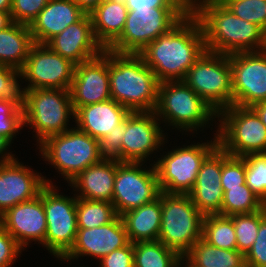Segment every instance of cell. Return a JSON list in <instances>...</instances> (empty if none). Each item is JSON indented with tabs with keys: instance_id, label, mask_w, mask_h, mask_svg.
Returning <instances> with one entry per match:
<instances>
[{
	"instance_id": "cell-1",
	"label": "cell",
	"mask_w": 266,
	"mask_h": 267,
	"mask_svg": "<svg viewBox=\"0 0 266 267\" xmlns=\"http://www.w3.org/2000/svg\"><path fill=\"white\" fill-rule=\"evenodd\" d=\"M205 50L201 24L190 11L174 28L152 41L139 55L159 82L183 81Z\"/></svg>"
},
{
	"instance_id": "cell-2",
	"label": "cell",
	"mask_w": 266,
	"mask_h": 267,
	"mask_svg": "<svg viewBox=\"0 0 266 267\" xmlns=\"http://www.w3.org/2000/svg\"><path fill=\"white\" fill-rule=\"evenodd\" d=\"M191 12L201 24L206 50L226 55L264 50L266 32L236 17L220 0H195Z\"/></svg>"
},
{
	"instance_id": "cell-3",
	"label": "cell",
	"mask_w": 266,
	"mask_h": 267,
	"mask_svg": "<svg viewBox=\"0 0 266 267\" xmlns=\"http://www.w3.org/2000/svg\"><path fill=\"white\" fill-rule=\"evenodd\" d=\"M159 83L139 54H120L109 50L111 98L131 112L155 111Z\"/></svg>"
},
{
	"instance_id": "cell-4",
	"label": "cell",
	"mask_w": 266,
	"mask_h": 267,
	"mask_svg": "<svg viewBox=\"0 0 266 267\" xmlns=\"http://www.w3.org/2000/svg\"><path fill=\"white\" fill-rule=\"evenodd\" d=\"M159 120L180 132H195L210 127L218 114L184 81H165L158 86L155 108ZM211 121V122H210ZM210 123V124H209ZM209 124V126H208Z\"/></svg>"
},
{
	"instance_id": "cell-5",
	"label": "cell",
	"mask_w": 266,
	"mask_h": 267,
	"mask_svg": "<svg viewBox=\"0 0 266 267\" xmlns=\"http://www.w3.org/2000/svg\"><path fill=\"white\" fill-rule=\"evenodd\" d=\"M39 153L49 165L69 183L90 165L103 158L99 140L79 130L76 126L60 134L47 137L39 145Z\"/></svg>"
},
{
	"instance_id": "cell-6",
	"label": "cell",
	"mask_w": 266,
	"mask_h": 267,
	"mask_svg": "<svg viewBox=\"0 0 266 267\" xmlns=\"http://www.w3.org/2000/svg\"><path fill=\"white\" fill-rule=\"evenodd\" d=\"M70 118L75 119L70 90L52 88L26 90L23 122L24 126L29 125L36 133L34 137L37 139V144L49 136L71 129Z\"/></svg>"
},
{
	"instance_id": "cell-7",
	"label": "cell",
	"mask_w": 266,
	"mask_h": 267,
	"mask_svg": "<svg viewBox=\"0 0 266 267\" xmlns=\"http://www.w3.org/2000/svg\"><path fill=\"white\" fill-rule=\"evenodd\" d=\"M161 228L158 240L182 258L202 238L204 215L189 194L161 192Z\"/></svg>"
},
{
	"instance_id": "cell-8",
	"label": "cell",
	"mask_w": 266,
	"mask_h": 267,
	"mask_svg": "<svg viewBox=\"0 0 266 267\" xmlns=\"http://www.w3.org/2000/svg\"><path fill=\"white\" fill-rule=\"evenodd\" d=\"M191 7H158L128 11L120 37L108 50L120 54H139L160 35L174 28Z\"/></svg>"
},
{
	"instance_id": "cell-9",
	"label": "cell",
	"mask_w": 266,
	"mask_h": 267,
	"mask_svg": "<svg viewBox=\"0 0 266 267\" xmlns=\"http://www.w3.org/2000/svg\"><path fill=\"white\" fill-rule=\"evenodd\" d=\"M214 134L209 142L178 146L153 162L161 192L189 194L192 191L202 162L218 146L217 131Z\"/></svg>"
},
{
	"instance_id": "cell-10",
	"label": "cell",
	"mask_w": 266,
	"mask_h": 267,
	"mask_svg": "<svg viewBox=\"0 0 266 267\" xmlns=\"http://www.w3.org/2000/svg\"><path fill=\"white\" fill-rule=\"evenodd\" d=\"M218 145L229 155L266 153V127L250 107L231 105L218 113Z\"/></svg>"
},
{
	"instance_id": "cell-11",
	"label": "cell",
	"mask_w": 266,
	"mask_h": 267,
	"mask_svg": "<svg viewBox=\"0 0 266 267\" xmlns=\"http://www.w3.org/2000/svg\"><path fill=\"white\" fill-rule=\"evenodd\" d=\"M183 81L217 114L233 105L230 55L205 50Z\"/></svg>"
},
{
	"instance_id": "cell-12",
	"label": "cell",
	"mask_w": 266,
	"mask_h": 267,
	"mask_svg": "<svg viewBox=\"0 0 266 267\" xmlns=\"http://www.w3.org/2000/svg\"><path fill=\"white\" fill-rule=\"evenodd\" d=\"M57 189L55 184H46L42 188L47 222L44 247L55 258H63L73 247L78 230L76 196L59 194Z\"/></svg>"
},
{
	"instance_id": "cell-13",
	"label": "cell",
	"mask_w": 266,
	"mask_h": 267,
	"mask_svg": "<svg viewBox=\"0 0 266 267\" xmlns=\"http://www.w3.org/2000/svg\"><path fill=\"white\" fill-rule=\"evenodd\" d=\"M144 164L143 162H120L116 160L112 204L118 216L148 204L159 197L161 190L155 166L151 163V168L149 166V169H146Z\"/></svg>"
},
{
	"instance_id": "cell-14",
	"label": "cell",
	"mask_w": 266,
	"mask_h": 267,
	"mask_svg": "<svg viewBox=\"0 0 266 267\" xmlns=\"http://www.w3.org/2000/svg\"><path fill=\"white\" fill-rule=\"evenodd\" d=\"M74 69V63L52 51L46 44L34 43L20 72L23 74V80L28 82V85L24 86L26 90H69Z\"/></svg>"
},
{
	"instance_id": "cell-15",
	"label": "cell",
	"mask_w": 266,
	"mask_h": 267,
	"mask_svg": "<svg viewBox=\"0 0 266 267\" xmlns=\"http://www.w3.org/2000/svg\"><path fill=\"white\" fill-rule=\"evenodd\" d=\"M159 121V122H158ZM161 121L154 111L130 112L123 121V141L121 144V162H143L155 154L167 137L160 126ZM166 137V141H165ZM158 149V150H157ZM151 154V155H150ZM148 158V159H147Z\"/></svg>"
},
{
	"instance_id": "cell-16",
	"label": "cell",
	"mask_w": 266,
	"mask_h": 267,
	"mask_svg": "<svg viewBox=\"0 0 266 267\" xmlns=\"http://www.w3.org/2000/svg\"><path fill=\"white\" fill-rule=\"evenodd\" d=\"M233 105L251 107L266 101V52L230 54Z\"/></svg>"
},
{
	"instance_id": "cell-17",
	"label": "cell",
	"mask_w": 266,
	"mask_h": 267,
	"mask_svg": "<svg viewBox=\"0 0 266 267\" xmlns=\"http://www.w3.org/2000/svg\"><path fill=\"white\" fill-rule=\"evenodd\" d=\"M74 111L111 99L109 85V50L81 64L75 65L70 87Z\"/></svg>"
},
{
	"instance_id": "cell-18",
	"label": "cell",
	"mask_w": 266,
	"mask_h": 267,
	"mask_svg": "<svg viewBox=\"0 0 266 267\" xmlns=\"http://www.w3.org/2000/svg\"><path fill=\"white\" fill-rule=\"evenodd\" d=\"M23 164L18 158L0 164V216L9 208L38 196L46 184H53Z\"/></svg>"
},
{
	"instance_id": "cell-19",
	"label": "cell",
	"mask_w": 266,
	"mask_h": 267,
	"mask_svg": "<svg viewBox=\"0 0 266 267\" xmlns=\"http://www.w3.org/2000/svg\"><path fill=\"white\" fill-rule=\"evenodd\" d=\"M125 225L121 216H116L110 223L92 229L78 228L73 247L61 261L74 262L79 257L102 259L112 251L125 247L129 243Z\"/></svg>"
},
{
	"instance_id": "cell-20",
	"label": "cell",
	"mask_w": 266,
	"mask_h": 267,
	"mask_svg": "<svg viewBox=\"0 0 266 267\" xmlns=\"http://www.w3.org/2000/svg\"><path fill=\"white\" fill-rule=\"evenodd\" d=\"M0 225L11 234L24 250L31 241L44 247L47 222L40 194L31 200L9 208L0 216Z\"/></svg>"
},
{
	"instance_id": "cell-21",
	"label": "cell",
	"mask_w": 266,
	"mask_h": 267,
	"mask_svg": "<svg viewBox=\"0 0 266 267\" xmlns=\"http://www.w3.org/2000/svg\"><path fill=\"white\" fill-rule=\"evenodd\" d=\"M46 45L75 65L99 56L103 47L97 42L89 14L69 25L61 33L51 38Z\"/></svg>"
},
{
	"instance_id": "cell-22",
	"label": "cell",
	"mask_w": 266,
	"mask_h": 267,
	"mask_svg": "<svg viewBox=\"0 0 266 267\" xmlns=\"http://www.w3.org/2000/svg\"><path fill=\"white\" fill-rule=\"evenodd\" d=\"M222 148L218 145L202 162L196 183L189 193L192 203L205 216L221 214Z\"/></svg>"
},
{
	"instance_id": "cell-23",
	"label": "cell",
	"mask_w": 266,
	"mask_h": 267,
	"mask_svg": "<svg viewBox=\"0 0 266 267\" xmlns=\"http://www.w3.org/2000/svg\"><path fill=\"white\" fill-rule=\"evenodd\" d=\"M85 14L74 0H49L29 26L33 42L46 44Z\"/></svg>"
},
{
	"instance_id": "cell-24",
	"label": "cell",
	"mask_w": 266,
	"mask_h": 267,
	"mask_svg": "<svg viewBox=\"0 0 266 267\" xmlns=\"http://www.w3.org/2000/svg\"><path fill=\"white\" fill-rule=\"evenodd\" d=\"M131 111L112 98L79 107L75 111L76 127L89 136L101 140L121 124Z\"/></svg>"
},
{
	"instance_id": "cell-25",
	"label": "cell",
	"mask_w": 266,
	"mask_h": 267,
	"mask_svg": "<svg viewBox=\"0 0 266 267\" xmlns=\"http://www.w3.org/2000/svg\"><path fill=\"white\" fill-rule=\"evenodd\" d=\"M116 174V160L102 159L90 165L69 182L77 198L112 203ZM79 192V193H78Z\"/></svg>"
},
{
	"instance_id": "cell-26",
	"label": "cell",
	"mask_w": 266,
	"mask_h": 267,
	"mask_svg": "<svg viewBox=\"0 0 266 267\" xmlns=\"http://www.w3.org/2000/svg\"><path fill=\"white\" fill-rule=\"evenodd\" d=\"M89 15L97 42L108 49L123 32L128 9L123 0H103Z\"/></svg>"
},
{
	"instance_id": "cell-27",
	"label": "cell",
	"mask_w": 266,
	"mask_h": 267,
	"mask_svg": "<svg viewBox=\"0 0 266 267\" xmlns=\"http://www.w3.org/2000/svg\"><path fill=\"white\" fill-rule=\"evenodd\" d=\"M161 217V193L154 201L121 215L131 243L158 240Z\"/></svg>"
},
{
	"instance_id": "cell-28",
	"label": "cell",
	"mask_w": 266,
	"mask_h": 267,
	"mask_svg": "<svg viewBox=\"0 0 266 267\" xmlns=\"http://www.w3.org/2000/svg\"><path fill=\"white\" fill-rule=\"evenodd\" d=\"M33 44L30 27L13 22L0 31V65L20 71Z\"/></svg>"
},
{
	"instance_id": "cell-29",
	"label": "cell",
	"mask_w": 266,
	"mask_h": 267,
	"mask_svg": "<svg viewBox=\"0 0 266 267\" xmlns=\"http://www.w3.org/2000/svg\"><path fill=\"white\" fill-rule=\"evenodd\" d=\"M183 267L246 266L245 256L238 250H225L218 247H214L201 238L191 247L190 251L183 257Z\"/></svg>"
},
{
	"instance_id": "cell-30",
	"label": "cell",
	"mask_w": 266,
	"mask_h": 267,
	"mask_svg": "<svg viewBox=\"0 0 266 267\" xmlns=\"http://www.w3.org/2000/svg\"><path fill=\"white\" fill-rule=\"evenodd\" d=\"M134 267H183V258L159 240L136 242Z\"/></svg>"
},
{
	"instance_id": "cell-31",
	"label": "cell",
	"mask_w": 266,
	"mask_h": 267,
	"mask_svg": "<svg viewBox=\"0 0 266 267\" xmlns=\"http://www.w3.org/2000/svg\"><path fill=\"white\" fill-rule=\"evenodd\" d=\"M202 239L208 244L225 250H237L235 227L230 216L205 215Z\"/></svg>"
},
{
	"instance_id": "cell-32",
	"label": "cell",
	"mask_w": 266,
	"mask_h": 267,
	"mask_svg": "<svg viewBox=\"0 0 266 267\" xmlns=\"http://www.w3.org/2000/svg\"><path fill=\"white\" fill-rule=\"evenodd\" d=\"M221 215L250 214L261 210L266 204L245 184L235 188H222Z\"/></svg>"
},
{
	"instance_id": "cell-33",
	"label": "cell",
	"mask_w": 266,
	"mask_h": 267,
	"mask_svg": "<svg viewBox=\"0 0 266 267\" xmlns=\"http://www.w3.org/2000/svg\"><path fill=\"white\" fill-rule=\"evenodd\" d=\"M116 216L111 202L76 197L77 228L99 227L110 223Z\"/></svg>"
},
{
	"instance_id": "cell-34",
	"label": "cell",
	"mask_w": 266,
	"mask_h": 267,
	"mask_svg": "<svg viewBox=\"0 0 266 267\" xmlns=\"http://www.w3.org/2000/svg\"><path fill=\"white\" fill-rule=\"evenodd\" d=\"M266 216V205L259 211L250 214L231 215L235 227L237 250L244 256L255 241L261 220Z\"/></svg>"
},
{
	"instance_id": "cell-35",
	"label": "cell",
	"mask_w": 266,
	"mask_h": 267,
	"mask_svg": "<svg viewBox=\"0 0 266 267\" xmlns=\"http://www.w3.org/2000/svg\"><path fill=\"white\" fill-rule=\"evenodd\" d=\"M19 78L23 82V74L19 70L0 65V100L12 103L19 110H23L26 89L18 83Z\"/></svg>"
},
{
	"instance_id": "cell-36",
	"label": "cell",
	"mask_w": 266,
	"mask_h": 267,
	"mask_svg": "<svg viewBox=\"0 0 266 267\" xmlns=\"http://www.w3.org/2000/svg\"><path fill=\"white\" fill-rule=\"evenodd\" d=\"M246 185L266 204V153L244 156Z\"/></svg>"
},
{
	"instance_id": "cell-37",
	"label": "cell",
	"mask_w": 266,
	"mask_h": 267,
	"mask_svg": "<svg viewBox=\"0 0 266 267\" xmlns=\"http://www.w3.org/2000/svg\"><path fill=\"white\" fill-rule=\"evenodd\" d=\"M236 17L266 32V0H220Z\"/></svg>"
},
{
	"instance_id": "cell-38",
	"label": "cell",
	"mask_w": 266,
	"mask_h": 267,
	"mask_svg": "<svg viewBox=\"0 0 266 267\" xmlns=\"http://www.w3.org/2000/svg\"><path fill=\"white\" fill-rule=\"evenodd\" d=\"M245 175L244 157L229 155L222 149V188H235L245 184Z\"/></svg>"
},
{
	"instance_id": "cell-39",
	"label": "cell",
	"mask_w": 266,
	"mask_h": 267,
	"mask_svg": "<svg viewBox=\"0 0 266 267\" xmlns=\"http://www.w3.org/2000/svg\"><path fill=\"white\" fill-rule=\"evenodd\" d=\"M23 127V110H19L12 103L0 100V134L12 142L16 133Z\"/></svg>"
},
{
	"instance_id": "cell-40",
	"label": "cell",
	"mask_w": 266,
	"mask_h": 267,
	"mask_svg": "<svg viewBox=\"0 0 266 267\" xmlns=\"http://www.w3.org/2000/svg\"><path fill=\"white\" fill-rule=\"evenodd\" d=\"M49 0H12L13 22L30 26Z\"/></svg>"
},
{
	"instance_id": "cell-41",
	"label": "cell",
	"mask_w": 266,
	"mask_h": 267,
	"mask_svg": "<svg viewBox=\"0 0 266 267\" xmlns=\"http://www.w3.org/2000/svg\"><path fill=\"white\" fill-rule=\"evenodd\" d=\"M246 267H266V216L261 220L258 234L245 255Z\"/></svg>"
},
{
	"instance_id": "cell-42",
	"label": "cell",
	"mask_w": 266,
	"mask_h": 267,
	"mask_svg": "<svg viewBox=\"0 0 266 267\" xmlns=\"http://www.w3.org/2000/svg\"><path fill=\"white\" fill-rule=\"evenodd\" d=\"M123 141V122L99 141L103 159H114L121 162V144Z\"/></svg>"
},
{
	"instance_id": "cell-43",
	"label": "cell",
	"mask_w": 266,
	"mask_h": 267,
	"mask_svg": "<svg viewBox=\"0 0 266 267\" xmlns=\"http://www.w3.org/2000/svg\"><path fill=\"white\" fill-rule=\"evenodd\" d=\"M22 251L11 234L0 225V267H11Z\"/></svg>"
},
{
	"instance_id": "cell-44",
	"label": "cell",
	"mask_w": 266,
	"mask_h": 267,
	"mask_svg": "<svg viewBox=\"0 0 266 267\" xmlns=\"http://www.w3.org/2000/svg\"><path fill=\"white\" fill-rule=\"evenodd\" d=\"M133 243L129 242L125 247L116 249L98 262L99 267H134Z\"/></svg>"
},
{
	"instance_id": "cell-45",
	"label": "cell",
	"mask_w": 266,
	"mask_h": 267,
	"mask_svg": "<svg viewBox=\"0 0 266 267\" xmlns=\"http://www.w3.org/2000/svg\"><path fill=\"white\" fill-rule=\"evenodd\" d=\"M128 11L158 7H191L185 0H123Z\"/></svg>"
},
{
	"instance_id": "cell-46",
	"label": "cell",
	"mask_w": 266,
	"mask_h": 267,
	"mask_svg": "<svg viewBox=\"0 0 266 267\" xmlns=\"http://www.w3.org/2000/svg\"><path fill=\"white\" fill-rule=\"evenodd\" d=\"M12 143L13 142H11L7 137H5L3 134H0V164L15 158V154L8 152L10 151L8 149Z\"/></svg>"
},
{
	"instance_id": "cell-47",
	"label": "cell",
	"mask_w": 266,
	"mask_h": 267,
	"mask_svg": "<svg viewBox=\"0 0 266 267\" xmlns=\"http://www.w3.org/2000/svg\"><path fill=\"white\" fill-rule=\"evenodd\" d=\"M86 13L90 14L103 0H74Z\"/></svg>"
},
{
	"instance_id": "cell-48",
	"label": "cell",
	"mask_w": 266,
	"mask_h": 267,
	"mask_svg": "<svg viewBox=\"0 0 266 267\" xmlns=\"http://www.w3.org/2000/svg\"><path fill=\"white\" fill-rule=\"evenodd\" d=\"M266 127V101L258 102L250 107Z\"/></svg>"
},
{
	"instance_id": "cell-49",
	"label": "cell",
	"mask_w": 266,
	"mask_h": 267,
	"mask_svg": "<svg viewBox=\"0 0 266 267\" xmlns=\"http://www.w3.org/2000/svg\"><path fill=\"white\" fill-rule=\"evenodd\" d=\"M13 23L10 12L0 11V31Z\"/></svg>"
},
{
	"instance_id": "cell-50",
	"label": "cell",
	"mask_w": 266,
	"mask_h": 267,
	"mask_svg": "<svg viewBox=\"0 0 266 267\" xmlns=\"http://www.w3.org/2000/svg\"><path fill=\"white\" fill-rule=\"evenodd\" d=\"M12 8V0H0V11L10 12Z\"/></svg>"
},
{
	"instance_id": "cell-51",
	"label": "cell",
	"mask_w": 266,
	"mask_h": 267,
	"mask_svg": "<svg viewBox=\"0 0 266 267\" xmlns=\"http://www.w3.org/2000/svg\"><path fill=\"white\" fill-rule=\"evenodd\" d=\"M190 6L195 2V0H185Z\"/></svg>"
},
{
	"instance_id": "cell-52",
	"label": "cell",
	"mask_w": 266,
	"mask_h": 267,
	"mask_svg": "<svg viewBox=\"0 0 266 267\" xmlns=\"http://www.w3.org/2000/svg\"><path fill=\"white\" fill-rule=\"evenodd\" d=\"M264 51L266 52V37H265V46H264Z\"/></svg>"
}]
</instances>
